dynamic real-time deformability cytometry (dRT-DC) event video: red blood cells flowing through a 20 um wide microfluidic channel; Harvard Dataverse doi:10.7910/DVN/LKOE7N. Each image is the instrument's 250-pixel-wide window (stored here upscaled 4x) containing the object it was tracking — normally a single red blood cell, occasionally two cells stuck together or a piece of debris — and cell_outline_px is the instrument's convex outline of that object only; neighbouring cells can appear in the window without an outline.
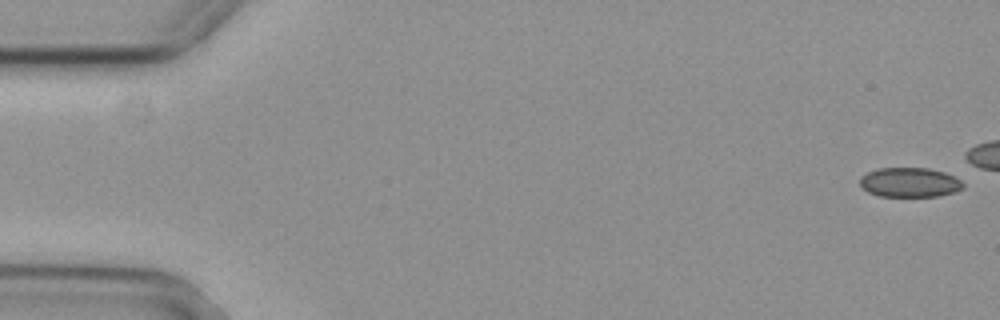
{"species": "common noctule bat (a hibernating species)", "species_latin": "Nyctalus noctula", "temperature_condition": "cold", "stored_images_in_passage": 20, "camera_frame_rate_fps": 3000, "um_per_image_px": 0.085, "animal": {"sex": "female", "body_mass_g": 29.2, "forearm_length_mm": 56.3}, "frame": {"image": 1, "passage_image": 1, "time_ms": 0.0, "image_size_px": [1000, 320], "cell_outline_px": [[964, 188], [956, 192], [936, 196], [880, 196], [868, 192], [860, 188], [860, 176], [876, 168], [928, 168], [944, 172], [960, 180], [964, 184]], "centroid_in_image_um": [77.3, 15.5], "position_along_channel_um": 7.7, "area_um2": 17.86}}